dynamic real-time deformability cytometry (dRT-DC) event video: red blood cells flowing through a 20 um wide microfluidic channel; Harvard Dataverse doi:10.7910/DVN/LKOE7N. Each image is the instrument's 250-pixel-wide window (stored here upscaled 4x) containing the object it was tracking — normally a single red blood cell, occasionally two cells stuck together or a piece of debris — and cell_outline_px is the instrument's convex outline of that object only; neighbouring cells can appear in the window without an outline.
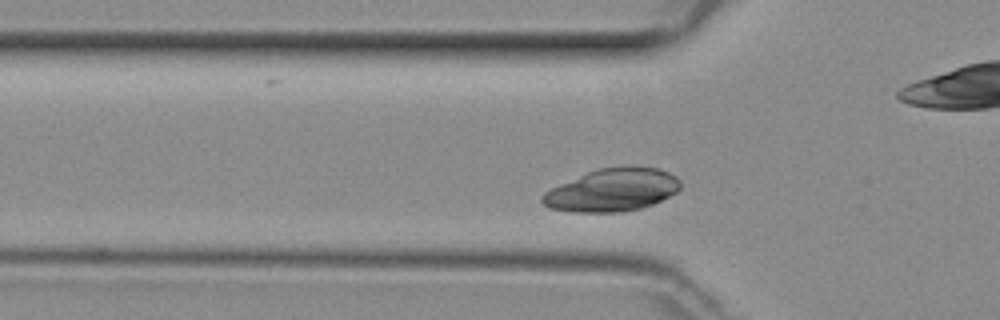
{"species": "common noctule bat (a hibernating species)", "species_latin": "Nyctalus noctula", "temperature_condition": "room temperature", "stored_images_in_passage": 38, "camera_frame_rate_fps": 3000, "um_per_image_px": 0.085, "animal": {"sex": "female", "body_mass_g": 29.2, "forearm_length_mm": 56.3}, "frame": {"image": 1, "passage_image": 11, "time_ms": 3.333, "image_size_px": [1000, 320], "cell_outline_px": [[680, 188], [676, 192], [652, 204], [640, 208], [620, 212], [572, 212], [548, 208], [540, 200], [544, 192], [560, 184], [588, 172], [600, 168], [628, 164], [632, 164], [660, 168], [676, 176], [680, 180]], "centroid_in_image_um": [52.07, 16.12], "position_along_channel_um": 73.7, "area_um2": 34.68}}
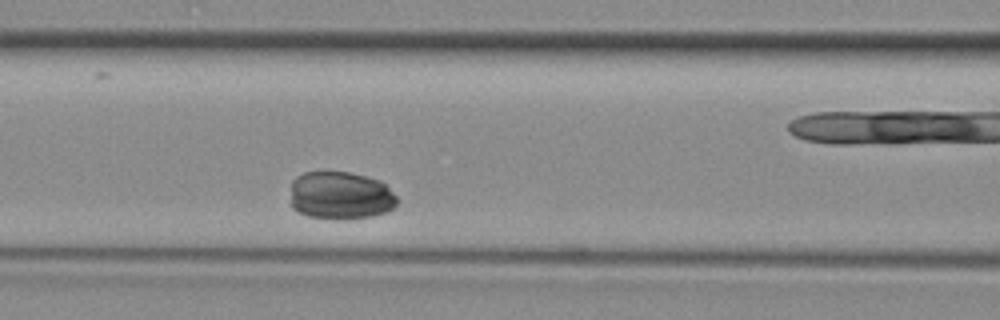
{"frame": {"image": 2, "passage_image": 16, "time_ms": 5.0, "image_size_px": [1000, 320], "cell_outline_px": [[400, 200], [388, 212], [372, 216], [308, 216], [292, 208], [292, 180], [296, 176], [304, 172], [348, 172], [380, 180]], "centroid_in_image_um": [28.96, 16.57], "position_along_channel_um": 137.6, "area_um2": 28.96}}
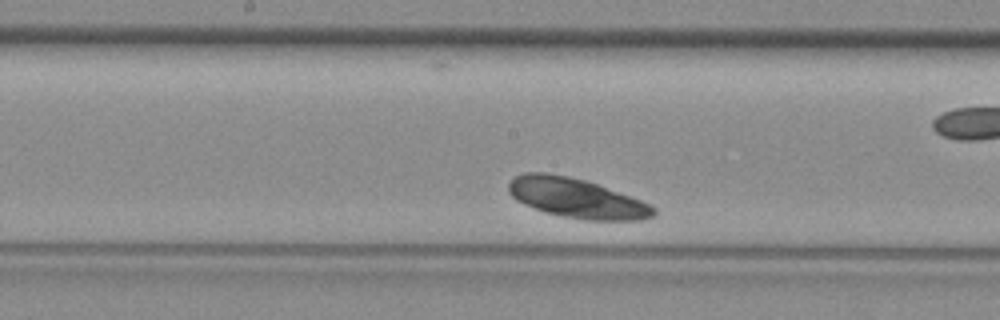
{"frame": {"image": 3, "passage_image": 21, "time_ms": 6.667, "image_size_px": [1000, 320], "cell_outline_px": [[656, 216], [644, 220], [584, 220], [560, 216], [544, 212], [524, 204], [516, 200], [508, 192], [508, 184], [516, 176], [524, 172], [548, 172], [568, 176], [584, 180], [596, 184], [640, 200], [656, 208]], "centroid_in_image_um": [48.99, 16.85], "position_along_channel_um": 199.2, "area_um2": 33.47}}